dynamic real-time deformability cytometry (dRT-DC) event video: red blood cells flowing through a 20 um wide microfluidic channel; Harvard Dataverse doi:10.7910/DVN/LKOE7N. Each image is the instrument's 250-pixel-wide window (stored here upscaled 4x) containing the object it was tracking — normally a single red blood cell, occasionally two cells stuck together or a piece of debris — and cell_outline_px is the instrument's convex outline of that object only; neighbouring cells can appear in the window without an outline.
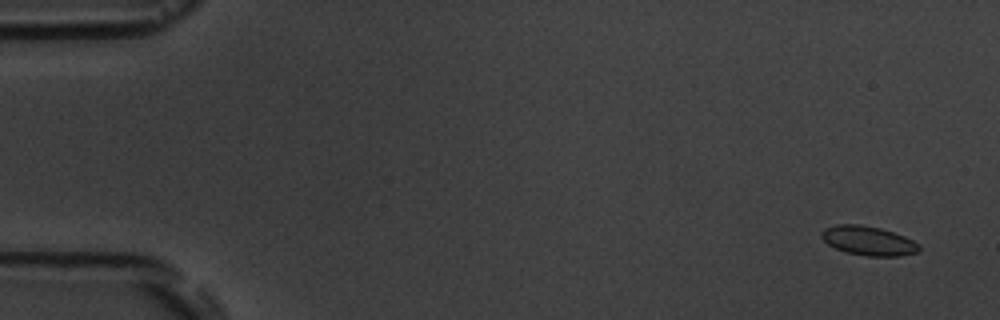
{"species": "common noctule bat (a hibernating species)", "species_latin": "Nyctalus noctula", "temperature_condition": "room temperature", "stored_images_in_passage": 5, "camera_frame_rate_fps": 3000, "um_per_image_px": 0.085, "animal": {"sex": "male", "body_mass_g": 19.5, "forearm_length_mm": 54.6}, "frame": {"image": 1, "passage_image": 1, "time_ms": 0.0, "image_size_px": [1000, 320], "cell_outline_px": [[920, 248], [916, 252], [900, 256], [868, 256], [844, 252], [828, 244], [820, 236], [820, 232], [824, 228], [836, 224], [860, 224], [880, 228], [904, 236], [920, 244]], "centroid_in_image_um": [73.78, 20.46], "position_along_channel_um": 11.2, "area_um2": 16.65}}
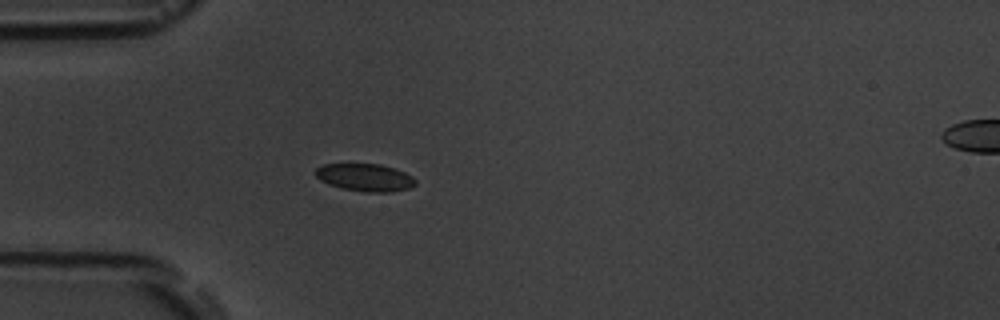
{"frame": {"image": 2, "passage_image": 5, "time_ms": 4.667, "image_size_px": [1000, 320], "cell_outline_px": [[416, 184], [408, 188], [392, 192], [364, 192], [344, 188], [328, 184], [320, 180], [316, 176], [316, 168], [324, 164], [380, 164], [404, 172], [412, 176], [416, 180]], "centroid_in_image_um": [31.03, 15.08], "position_along_channel_um": 54.0, "area_um2": 15.9}}